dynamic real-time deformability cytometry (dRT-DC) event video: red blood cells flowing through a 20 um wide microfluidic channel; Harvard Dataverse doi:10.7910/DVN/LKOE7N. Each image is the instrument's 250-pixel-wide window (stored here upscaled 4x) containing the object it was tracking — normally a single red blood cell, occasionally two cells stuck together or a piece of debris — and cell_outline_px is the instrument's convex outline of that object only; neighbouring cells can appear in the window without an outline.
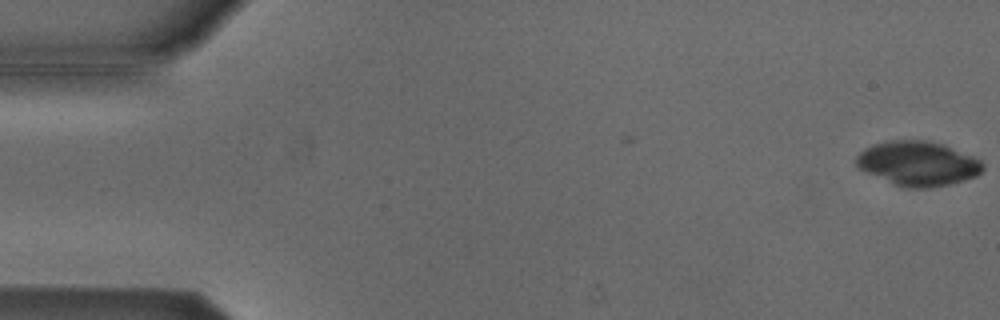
{"species": "Egyptian fruit bat (a non-hibernating species)", "species_latin": "Rousettus aegyptiacus", "temperature_condition": "cold", "stored_images_in_passage": 6, "camera_frame_rate_fps": 3000, "um_per_image_px": 0.085, "animal": {"sex": "male"}, "frame": {"image": 1, "passage_image": 1, "time_ms": 0.0, "image_size_px": [1000, 320], "cell_outline_px": [[984, 168], [976, 176], [964, 180], [932, 188], [904, 188], [892, 184], [856, 168], [856, 156], [864, 148], [872, 144], [892, 140], [928, 140], [944, 144], [972, 156], [980, 160], [984, 164]], "centroid_in_image_um": [77.99, 13.9], "position_along_channel_um": 7.0, "area_um2": 33.12}}